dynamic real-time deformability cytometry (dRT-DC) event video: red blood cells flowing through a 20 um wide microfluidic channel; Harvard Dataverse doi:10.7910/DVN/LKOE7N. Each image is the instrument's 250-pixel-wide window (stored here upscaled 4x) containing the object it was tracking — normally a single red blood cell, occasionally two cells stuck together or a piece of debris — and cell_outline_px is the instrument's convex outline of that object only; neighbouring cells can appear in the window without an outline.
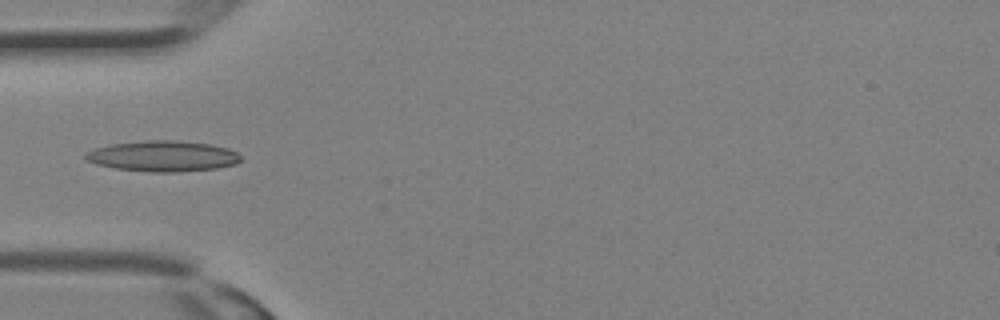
{"species": "Egyptian fruit bat (a non-hibernating species)", "species_latin": "Rousettus aegyptiacus", "temperature_condition": "room temperature", "stored_images_in_passage": 8, "camera_frame_rate_fps": 3000, "um_per_image_px": 0.085, "animal": {"sex": "female"}, "frame": {"image": 1, "passage_image": 1, "time_ms": 0.0, "image_size_px": [1000, 320], "cell_outline_px": [[240, 160], [236, 164], [216, 168], [176, 172], [148, 172], [116, 168], [96, 164], [88, 160], [84, 156], [92, 148], [108, 144], [148, 140], [168, 140], [212, 144], [228, 148], [236, 152], [240, 156]], "centroid_in_image_um": [13.83, 13.27], "position_along_channel_um": 71.2, "area_um2": 27.74}}
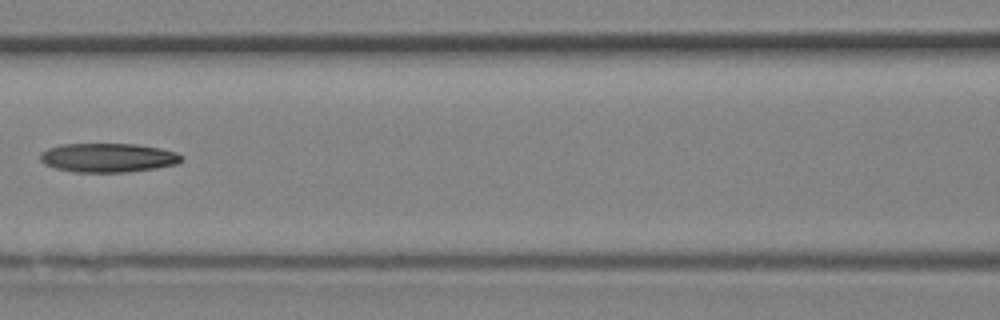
{"frame": {"image": 2, "passage_image": 5, "time_ms": 1.333, "image_size_px": [1000, 320], "cell_outline_px": [[184, 160], [176, 164], [156, 168], [124, 172], [76, 172], [56, 168], [44, 164], [40, 160], [40, 152], [48, 148], [60, 144], [136, 144], [160, 148], [176, 152], [184, 156]], "centroid_in_image_um": [9.19, 13.4], "position_along_channel_um": 157.4, "area_um2": 23.99}}
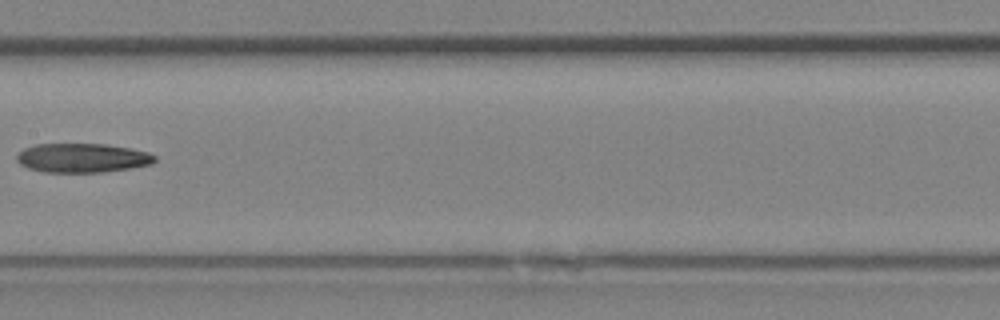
{"frame": {"image": 3, "passage_image": 7, "time_ms": 2.0, "image_size_px": [1000, 320], "cell_outline_px": [[156, 160], [152, 164], [132, 168], [104, 172], [44, 172], [28, 168], [20, 164], [16, 160], [16, 156], [24, 148], [36, 144], [104, 144], [132, 148], [148, 152], [156, 156]], "centroid_in_image_um": [7.02, 13.42], "position_along_channel_um": 200.4, "area_um2": 23.58}}